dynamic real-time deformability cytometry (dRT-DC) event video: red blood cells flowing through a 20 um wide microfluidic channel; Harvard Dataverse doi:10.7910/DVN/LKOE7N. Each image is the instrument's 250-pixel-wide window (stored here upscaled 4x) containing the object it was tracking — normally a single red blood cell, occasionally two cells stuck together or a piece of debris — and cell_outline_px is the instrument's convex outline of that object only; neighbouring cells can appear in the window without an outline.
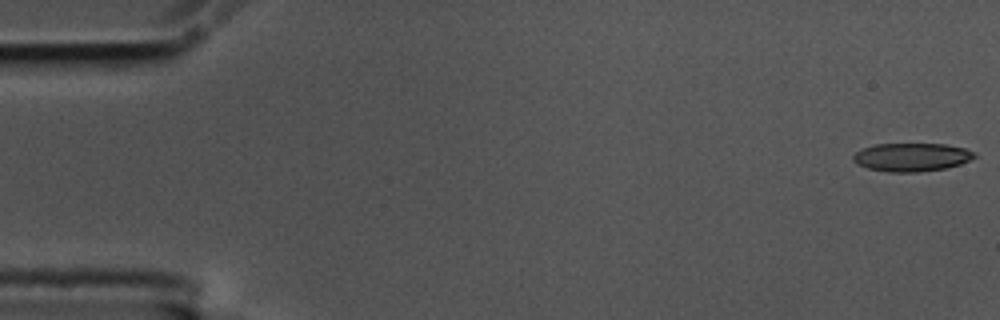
{"species": "common noctule bat (a hibernating species)", "species_latin": "Nyctalus noctula", "temperature_condition": "cold", "stored_images_in_passage": 6, "camera_frame_rate_fps": 3000, "um_per_image_px": 0.085, "animal": {"sex": "male", "body_mass_g": 17.5, "forearm_length_mm": 52.3}, "frame": {"image": 1, "passage_image": 1, "time_ms": 0.0, "image_size_px": [1000, 320], "cell_outline_px": [[976, 156], [960, 164], [948, 168], [920, 172], [888, 172], [868, 168], [856, 164], [852, 160], [852, 156], [856, 152], [864, 148], [876, 144], [944, 144], [964, 148], [976, 152]], "centroid_in_image_um": [77.48, 13.36], "position_along_channel_um": 7.5, "area_um2": 20.06}}
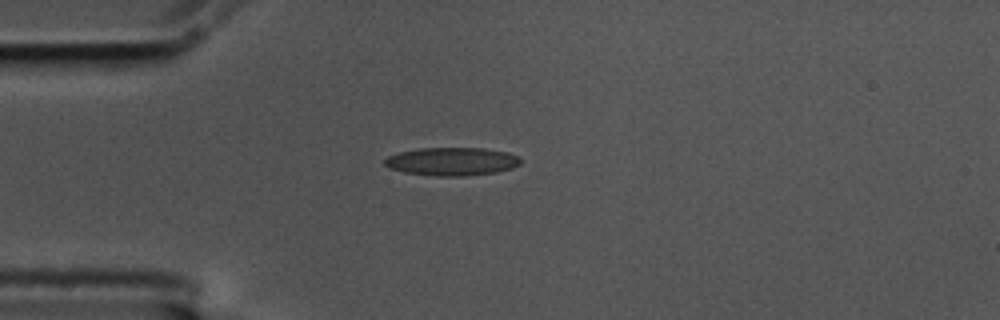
{"frame": {"image": 2, "passage_image": 5, "time_ms": 1.333, "image_size_px": [1000, 320], "cell_outline_px": [[520, 164], [512, 168], [496, 172], [464, 176], [436, 176], [404, 172], [388, 168], [384, 164], [384, 160], [388, 156], [400, 152], [420, 148], [484, 148], [508, 152], [516, 156], [520, 160]], "centroid_in_image_um": [38.39, 13.72], "position_along_channel_um": 46.6, "area_um2": 22.25}}
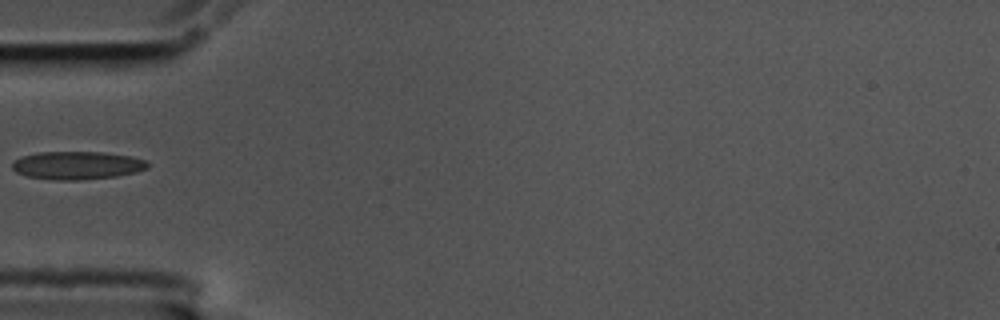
{"frame": {"image": 3, "passage_image": 6, "time_ms": 1.667, "image_size_px": [1000, 320], "cell_outline_px": [[148, 168], [136, 172], [116, 176], [80, 180], [56, 180], [28, 176], [16, 172], [12, 168], [12, 164], [20, 156], [40, 152], [100, 152], [132, 156], [144, 160], [148, 164]], "centroid_in_image_um": [6.55, 14.05], "position_along_channel_um": 78.4, "area_um2": 22.02}}